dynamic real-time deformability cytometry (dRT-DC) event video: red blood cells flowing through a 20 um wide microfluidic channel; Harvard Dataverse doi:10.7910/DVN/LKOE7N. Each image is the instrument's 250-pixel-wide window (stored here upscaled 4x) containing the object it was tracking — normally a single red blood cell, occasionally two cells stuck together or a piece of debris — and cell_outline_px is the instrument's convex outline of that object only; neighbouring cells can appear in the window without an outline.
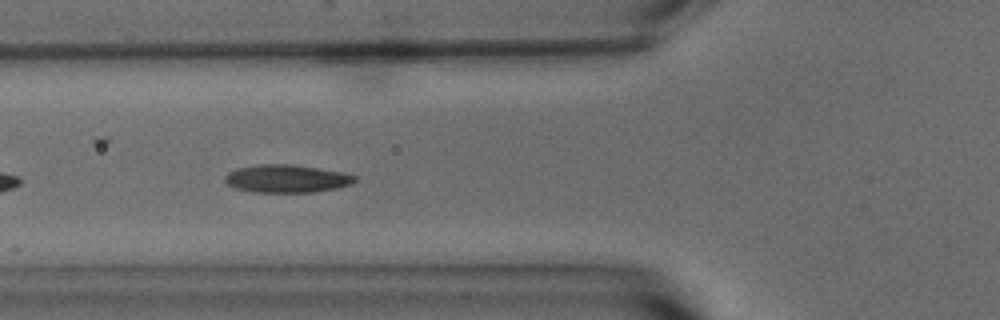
{"species": "common noctule bat (a hibernating species)", "species_latin": "Nyctalus noctula", "temperature_condition": "warm", "stored_images_in_passage": 34, "camera_frame_rate_fps": 3000, "um_per_image_px": 0.085, "animal": {"sex": "male", "body_mass_g": 15.6}, "frame": {"image": 1, "passage_image": 6, "time_ms": 1.667, "image_size_px": [1000, 320], "cell_outline_px": [[356, 180], [352, 184], [336, 188], [312, 192], [256, 192], [236, 188], [228, 184], [224, 180], [224, 176], [228, 172], [236, 168], [260, 164], [292, 164], [344, 172], [356, 176]], "centroid_in_image_um": [24.37, 15.17], "position_along_channel_um": 101.4, "area_um2": 21.1}}
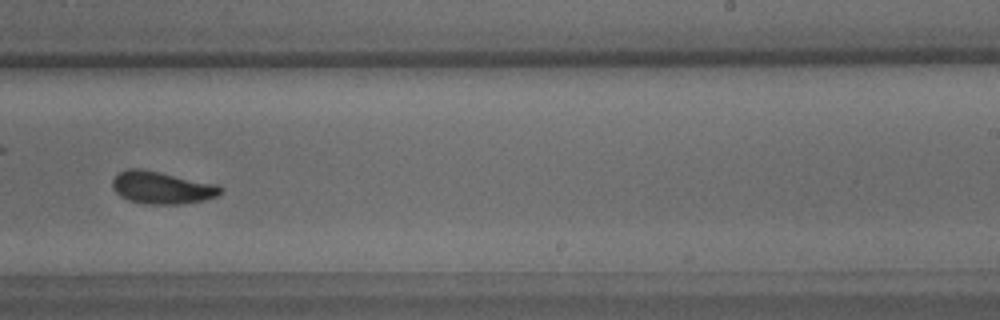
{"frame": {"image": 2, "passage_image": 20, "time_ms": 6.333, "image_size_px": [1000, 320], "cell_outline_px": [[224, 192], [216, 196], [204, 200], [184, 204], [148, 204], [128, 200], [120, 196], [112, 188], [112, 180], [120, 172], [128, 168], [140, 168], [160, 172], [216, 184], [224, 188]], "centroid_in_image_um": [13.77, 15.95], "position_along_channel_um": 275.2, "area_um2": 20.46}, "authors_computed_cell_mechanics": {"area_um2": 20.1144, "velocity_mm_per_s": 3.7261, "shape_relaxation_time_tau1_ms": 4.368, "shape_relaxation_time_tau2_ms": 2.3119, "deformation_change_tau1": 0.1309, "deformation_change_tau2": 0.0809}}